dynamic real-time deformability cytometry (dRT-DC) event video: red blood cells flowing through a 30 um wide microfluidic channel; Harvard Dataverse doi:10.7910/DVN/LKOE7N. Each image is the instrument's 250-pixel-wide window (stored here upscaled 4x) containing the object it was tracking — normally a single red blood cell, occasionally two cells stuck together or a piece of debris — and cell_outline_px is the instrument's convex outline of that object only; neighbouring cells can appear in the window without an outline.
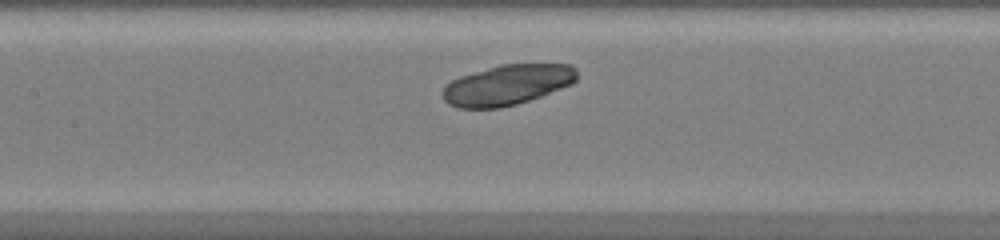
{"species": "common noctule bat (a hibernating species)", "species_latin": "Nyctalus noctula", "temperature_condition": "warm", "stored_images_in_passage": 26, "camera_frame_rate_fps": 3000, "um_per_image_px": 0.085, "animal": {"sex": "female", "body_mass_g": 20.0, "forearm_length_mm": 54.0}, "frame": {"image": 1, "passage_image": 10, "time_ms": 3.0, "image_size_px": [1000, 240], "cell_outline_px": [[576, 80], [572, 84], [540, 96], [516, 104], [500, 108], [460, 108], [448, 104], [444, 100], [440, 92], [444, 84], [460, 76], [500, 64], [572, 64], [576, 68]], "centroid_in_image_um": [43.08, 7.21], "position_along_channel_um": 164.3, "area_um2": 31.67}}